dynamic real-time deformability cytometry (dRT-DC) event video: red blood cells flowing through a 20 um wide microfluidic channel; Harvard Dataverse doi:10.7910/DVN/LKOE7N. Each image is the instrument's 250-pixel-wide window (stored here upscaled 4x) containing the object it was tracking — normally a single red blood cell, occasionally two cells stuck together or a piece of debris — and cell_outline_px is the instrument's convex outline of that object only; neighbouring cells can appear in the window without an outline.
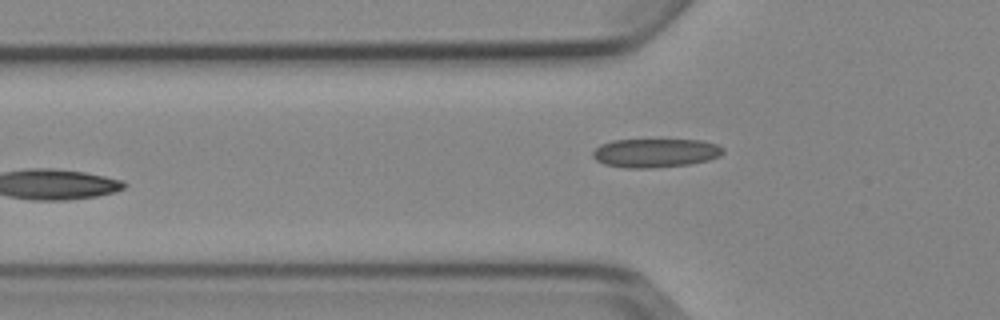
{"species": "Egyptian fruit bat (a non-hibernating species)", "species_latin": "Rousettus aegyptiacus", "temperature_condition": "cold", "stored_images_in_passage": 4, "camera_frame_rate_fps": 3000, "um_per_image_px": 0.085, "animal": {"sex": "female"}, "frame": {"image": 1, "passage_image": 4, "time_ms": 4.667, "image_size_px": [1000, 320], "cell_outline_px": [[724, 152], [720, 156], [708, 160], [688, 164], [648, 168], [628, 168], [604, 164], [596, 160], [592, 156], [592, 152], [600, 144], [612, 140], [700, 140], [716, 144], [724, 148]], "centroid_in_image_um": [55.69, 12.99], "position_along_channel_um": 70.1, "area_um2": 21.79}}